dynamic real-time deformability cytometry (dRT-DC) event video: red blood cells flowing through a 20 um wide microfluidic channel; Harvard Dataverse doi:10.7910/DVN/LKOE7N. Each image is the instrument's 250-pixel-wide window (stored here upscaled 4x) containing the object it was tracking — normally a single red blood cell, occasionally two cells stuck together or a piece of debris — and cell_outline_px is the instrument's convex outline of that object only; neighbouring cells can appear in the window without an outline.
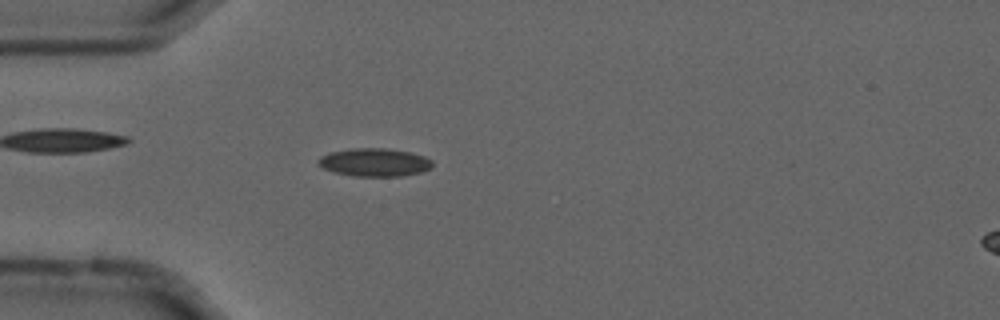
{"species": "common noctule bat (a hibernating species)", "species_latin": "Nyctalus noctula", "temperature_condition": "cold", "stored_images_in_passage": 55, "camera_frame_rate_fps": 3000, "um_per_image_px": 0.085, "animal": {"sex": "male", "forearm_length_mm": 52.5}, "frame": {"image": 1, "passage_image": 15, "time_ms": 4.667, "image_size_px": [1000, 320], "cell_outline_px": [[432, 168], [420, 172], [400, 176], [352, 176], [336, 172], [324, 168], [316, 164], [316, 160], [320, 156], [332, 152], [352, 148], [384, 148], [412, 152], [424, 156], [432, 160]], "centroid_in_image_um": [31.83, 13.79], "position_along_channel_um": 53.2, "area_um2": 18.73}}
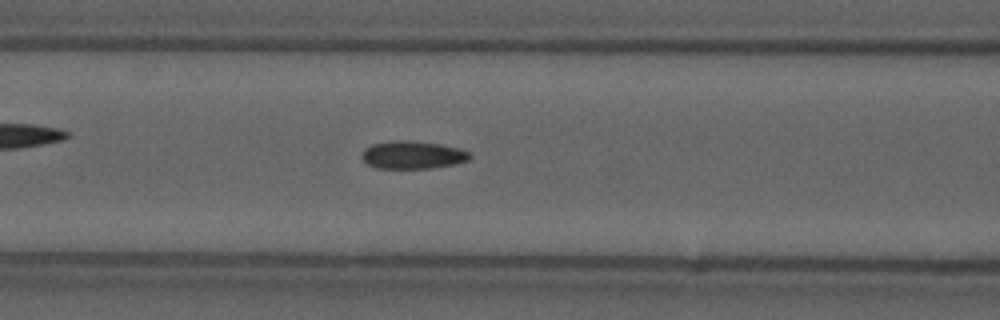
{"frame": {"image": 2, "passage_image": 22, "time_ms": 7.0, "image_size_px": [1000, 320], "cell_outline_px": [[472, 156], [468, 160], [456, 164], [432, 168], [376, 168], [368, 164], [360, 156], [364, 148], [372, 144], [396, 140], [412, 140], [440, 144], [460, 148], [472, 152]], "centroid_in_image_um": [35.1, 13.16], "position_along_channel_um": 131.5, "area_um2": 17.74}}
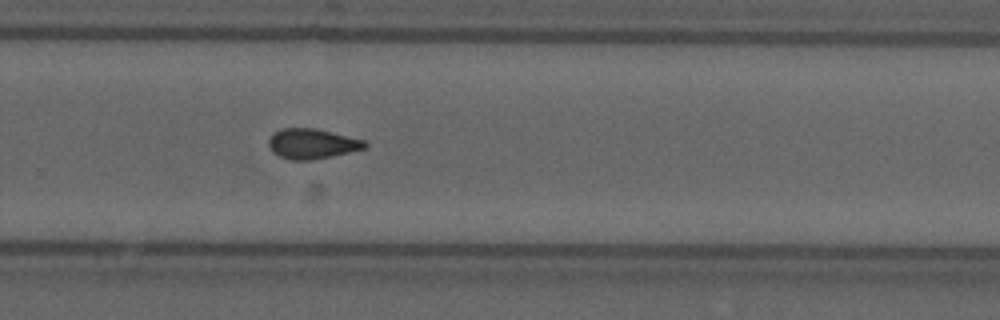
{"frame": {"image": 3, "passage_image": 36, "time_ms": 11.667, "image_size_px": [1000, 320], "cell_outline_px": [[368, 148], [332, 156], [312, 160], [288, 160], [272, 152], [268, 148], [268, 140], [280, 128], [316, 128], [364, 140], [368, 144]], "centroid_in_image_um": [26.53, 12.22], "position_along_channel_um": 303.3, "area_um2": 16.99}, "authors_computed_cell_mechanics": {"area_um2": 16.9932, "velocity_mm_per_s": 3.6891, "shape_relaxation_time_tau1_ms": null, "shape_relaxation_time_tau2_ms": 3.0583, "deformation_change_tau1": null, "deformation_change_tau2": 0.0864}}